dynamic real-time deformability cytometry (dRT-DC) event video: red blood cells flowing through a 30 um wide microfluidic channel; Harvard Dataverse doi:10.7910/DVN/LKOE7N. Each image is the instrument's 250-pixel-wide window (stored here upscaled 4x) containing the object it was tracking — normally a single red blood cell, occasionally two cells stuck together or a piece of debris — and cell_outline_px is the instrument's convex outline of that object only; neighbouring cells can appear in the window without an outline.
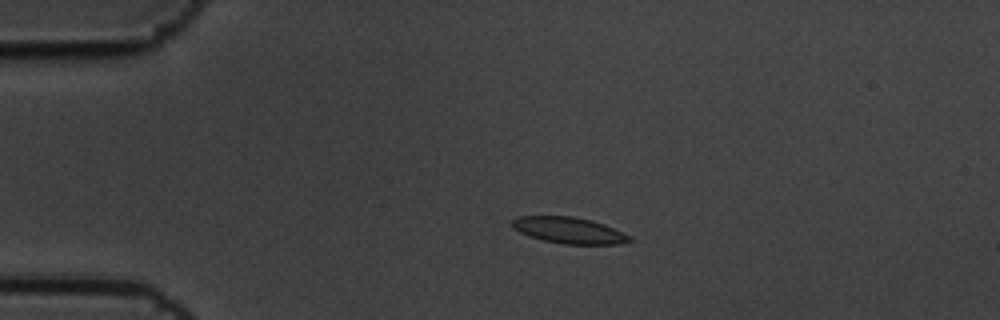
{"species": "common noctule bat (a hibernating species)", "species_latin": "Nyctalus noctula", "temperature_condition": "cold", "stored_images_in_passage": 7, "camera_frame_rate_fps": 3000, "um_per_image_px": 0.085, "animal": {"sex": "male", "body_mass_g": 19.5, "forearm_length_mm": 54.6}, "frame": {"image": 1, "passage_image": 3, "time_ms": 0.667, "image_size_px": [1000, 320], "cell_outline_px": [[632, 240], [620, 244], [564, 244], [544, 240], [528, 236], [512, 228], [512, 220], [516, 216], [572, 216], [604, 224], [632, 236]], "centroid_in_image_um": [48.35, 19.58], "position_along_channel_um": 36.6, "area_um2": 17.92}}
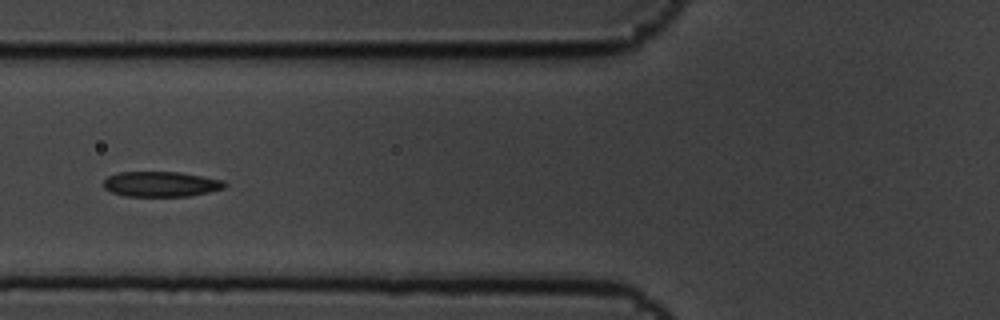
{"frame": {"image": 2, "passage_image": 5, "time_ms": 1.333, "image_size_px": [1000, 320], "cell_outline_px": [[228, 184], [224, 188], [208, 192], [188, 196], [124, 196], [112, 192], [104, 188], [104, 180], [108, 176], [120, 172], [180, 172], [224, 180]], "centroid_in_image_um": [13.7, 15.65], "position_along_channel_um": 112.1, "area_um2": 17.8}}
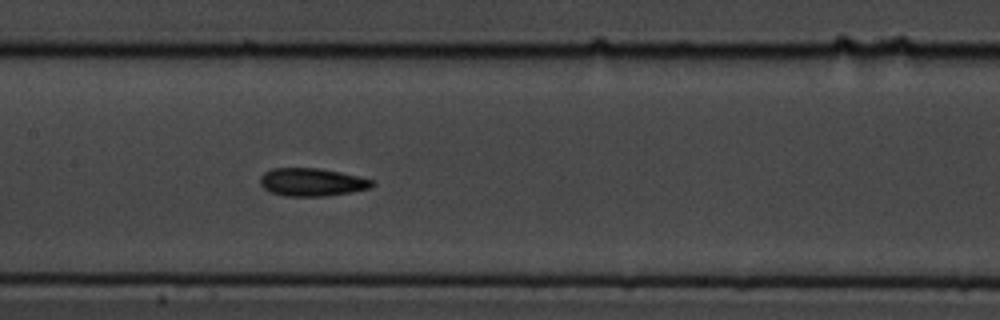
{"frame": {"image": 3, "passage_image": 7, "time_ms": 2.0, "image_size_px": [1000, 320], "cell_outline_px": [[376, 184], [372, 188], [352, 192], [324, 196], [284, 196], [268, 192], [260, 184], [260, 176], [264, 172], [272, 168], [316, 168], [340, 172], [376, 180]], "centroid_in_image_um": [26.53, 15.49], "position_along_channel_um": 180.9, "area_um2": 18.5}}